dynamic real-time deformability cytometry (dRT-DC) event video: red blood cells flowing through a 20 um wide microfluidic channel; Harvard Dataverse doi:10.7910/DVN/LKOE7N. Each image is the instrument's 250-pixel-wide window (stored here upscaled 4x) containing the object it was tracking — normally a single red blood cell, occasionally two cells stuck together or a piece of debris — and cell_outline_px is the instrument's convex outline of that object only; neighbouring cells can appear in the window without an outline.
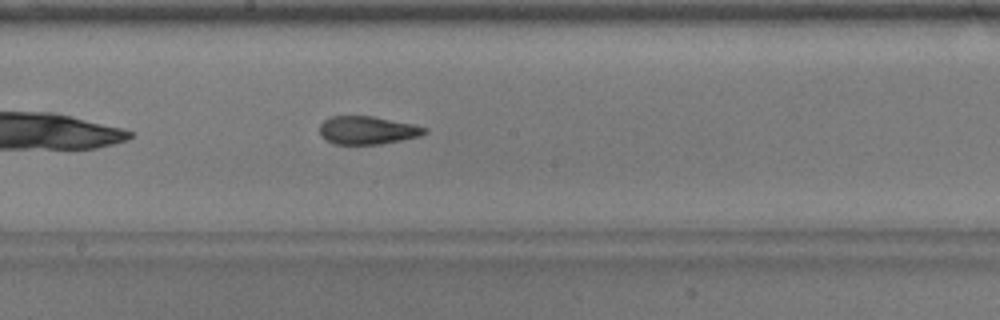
{"species": "common noctule bat (a hibernating species)", "species_latin": "Nyctalus noctula", "temperature_condition": "warm", "stored_images_in_passage": 34, "camera_frame_rate_fps": 3000, "um_per_image_px": 0.085, "animal": {"sex": "male", "body_mass_g": 17.9}, "frame": {"image": 1, "passage_image": 15, "time_ms": 4.667, "image_size_px": [1000, 320], "cell_outline_px": [[428, 132], [420, 136], [380, 144], [336, 144], [320, 136], [320, 124], [324, 120], [332, 116], [372, 116], [412, 124], [428, 128]], "centroid_in_image_um": [31.23, 11.07], "position_along_channel_um": 217.0, "area_um2": 17.05}, "authors_computed_cell_mechanics": {"area_um2": 17.4845, "velocity_mm_per_s": 3.8726, "shape_relaxation_time_tau1_ms": null, "shape_relaxation_time_tau2_ms": 2.1635, "deformation_change_tau1": null, "deformation_change_tau2": 0.1072}}